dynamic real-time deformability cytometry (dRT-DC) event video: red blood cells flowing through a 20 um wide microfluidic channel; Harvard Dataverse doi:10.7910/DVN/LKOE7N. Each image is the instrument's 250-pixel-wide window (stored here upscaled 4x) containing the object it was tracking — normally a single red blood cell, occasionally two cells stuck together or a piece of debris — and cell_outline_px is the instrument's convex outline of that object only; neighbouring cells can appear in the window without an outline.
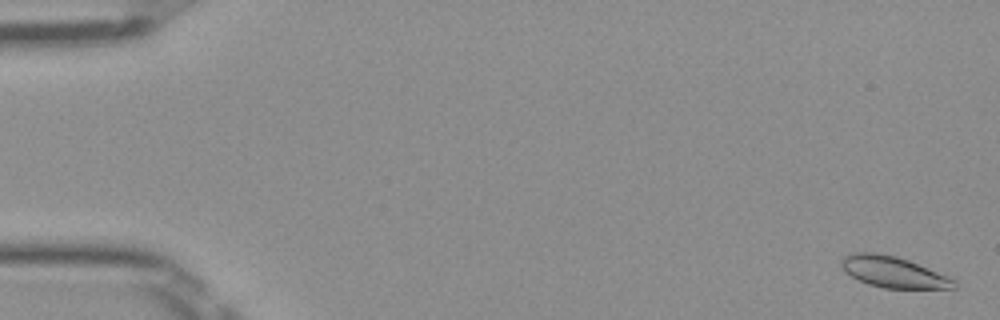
{"species": "Egyptian fruit bat (a non-hibernating species)", "species_latin": "Rousettus aegyptiacus", "temperature_condition": "room temperature", "stored_images_in_passage": 52, "camera_frame_rate_fps": 3000, "um_per_image_px": 0.085, "frame": {"image": 1, "passage_image": 2, "time_ms": 0.333, "image_size_px": [1000, 320], "cell_outline_px": [[956, 288], [884, 288], [868, 284], [844, 272], [840, 264], [840, 260], [844, 256], [852, 252], [876, 252], [896, 256], [908, 260], [948, 276], [956, 280]], "centroid_in_image_um": [75.89, 23.11], "position_along_channel_um": 9.1, "area_um2": 20.4}}
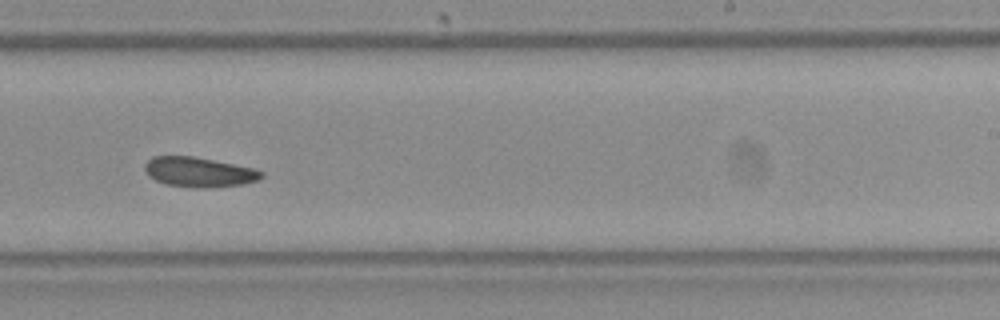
{"frame": {"image": 2, "passage_image": 33, "time_ms": 10.667, "image_size_px": [1000, 320], "cell_outline_px": [[264, 176], [260, 180], [244, 184], [212, 188], [164, 184], [148, 176], [144, 168], [144, 164], [152, 156], [192, 156], [256, 168], [264, 172]], "centroid_in_image_um": [16.96, 14.62], "position_along_channel_um": 272.0, "area_um2": 20.4}}
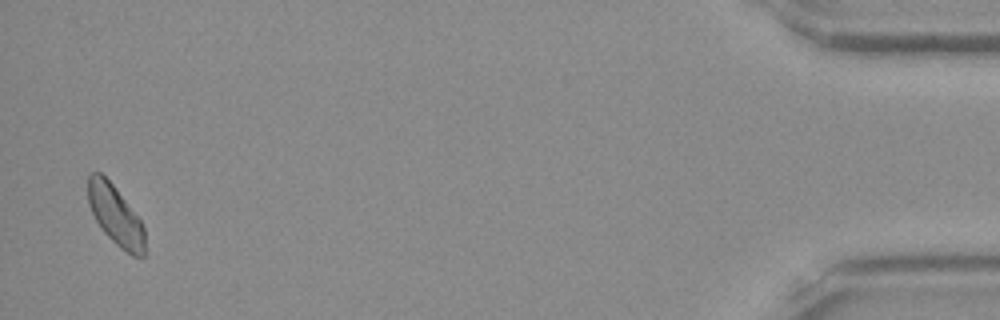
{"frame": {"image": 3, "passage_image": 51, "time_ms": 16.667, "image_size_px": [1000, 320], "cell_outline_px": [[144, 256], [132, 256], [120, 248], [100, 228], [88, 204], [88, 176], [92, 172], [100, 172], [112, 184], [140, 220], [144, 228]], "centroid_in_image_um": [9.79, 18.31], "position_along_channel_um": 425.4, "area_um2": 19.42}, "authors_computed_cell_mechanics": {"area_um2": 20.4034, "velocity_mm_per_s": 3.9775, "shape_relaxation_time_tau1_ms": 9.1174, "shape_relaxation_time_tau2_ms": null, "deformation_change_tau1": 0.0875, "deformation_change_tau2": null}}